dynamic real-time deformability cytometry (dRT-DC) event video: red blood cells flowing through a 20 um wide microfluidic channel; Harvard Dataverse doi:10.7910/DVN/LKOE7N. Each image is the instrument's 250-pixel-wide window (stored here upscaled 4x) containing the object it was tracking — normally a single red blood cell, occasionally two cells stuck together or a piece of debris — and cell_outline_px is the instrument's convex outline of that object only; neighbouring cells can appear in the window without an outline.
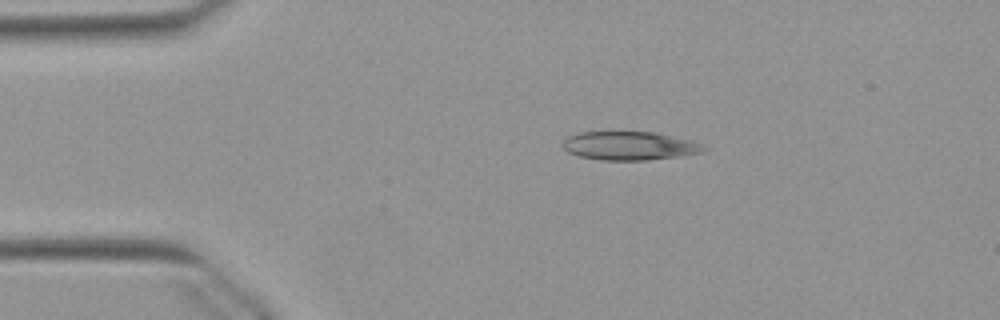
{"species": "Egyptian fruit bat (a non-hibernating species)", "species_latin": "Rousettus aegyptiacus", "temperature_condition": "warm", "stored_images_in_passage": 43, "camera_frame_rate_fps": 3000, "um_per_image_px": 0.085, "animal": {"sex": "female"}, "frame": {"image": 1, "passage_image": 1, "time_ms": 0.0, "image_size_px": [1000, 320], "cell_outline_px": [[708, 148], [700, 152], [676, 156], [648, 160], [604, 160], [580, 156], [568, 152], [564, 148], [564, 140], [568, 136], [580, 132], [652, 132], [688, 140], [700, 144]], "centroid_in_image_um": [53.46, 12.39], "position_along_channel_um": 31.5, "area_um2": 22.89}}
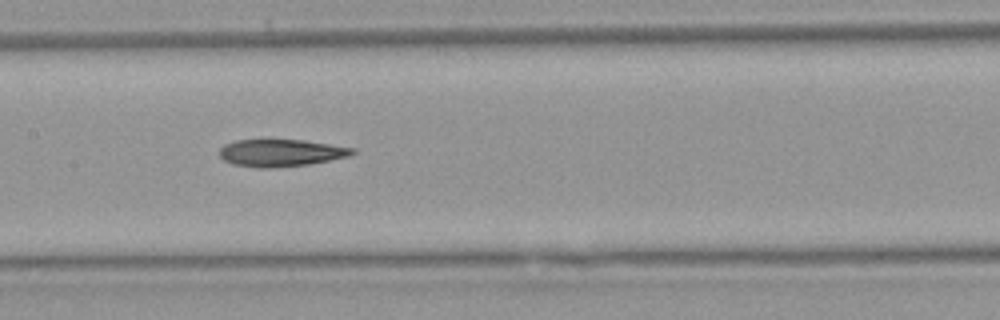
{"frame": {"image": 2, "passage_image": 16, "time_ms": 5.0, "image_size_px": [1000, 320], "cell_outline_px": [[356, 152], [348, 156], [308, 164], [272, 168], [256, 168], [232, 164], [224, 160], [220, 156], [220, 148], [224, 144], [236, 140], [304, 140], [356, 148]], "centroid_in_image_um": [23.86, 12.99], "position_along_channel_um": 183.5, "area_um2": 21.04}}
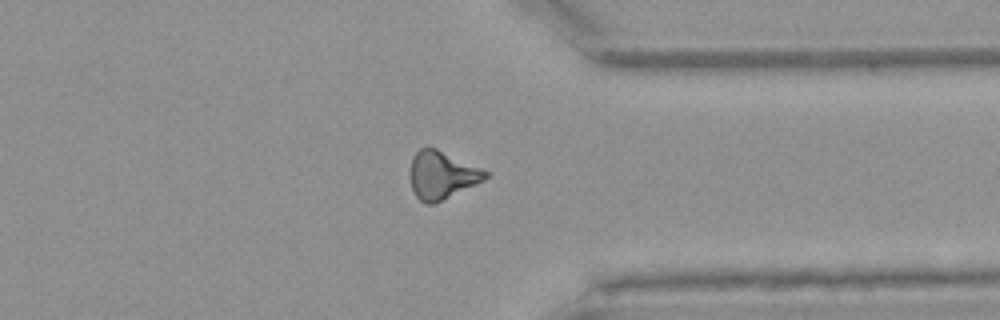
{"frame": {"image": 3, "passage_image": 31, "time_ms": 10.0, "image_size_px": [1000, 320], "cell_outline_px": [[488, 176], [484, 180], [436, 204], [424, 204], [416, 196], [412, 188], [408, 176], [408, 172], [412, 156], [420, 148], [428, 144], [480, 168], [488, 172]], "centroid_in_image_um": [37.49, 14.87], "position_along_channel_um": 373.9, "area_um2": 21.39}}